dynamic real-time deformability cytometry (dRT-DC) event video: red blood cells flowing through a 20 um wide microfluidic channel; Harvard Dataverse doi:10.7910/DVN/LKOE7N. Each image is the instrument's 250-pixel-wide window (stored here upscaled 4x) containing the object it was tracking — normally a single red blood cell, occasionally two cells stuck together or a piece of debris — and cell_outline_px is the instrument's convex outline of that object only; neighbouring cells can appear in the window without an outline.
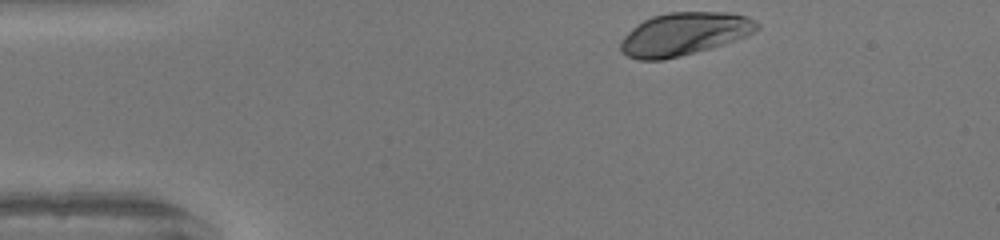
{"species": "human", "species_latin": "Homo sapiens", "temperature_condition": "warm", "stored_images_in_passage": 33, "camera_frame_rate_fps": 3000, "um_per_image_px": 0.085, "donor": {"sex": "female"}, "frame": {"image": 1, "passage_image": 1, "time_ms": 0.0, "image_size_px": [1000, 240], "cell_outline_px": [[760, 28], [756, 32], [748, 36], [712, 48], [664, 60], [640, 60], [628, 56], [620, 48], [620, 44], [624, 36], [636, 24], [652, 16], [668, 12], [732, 12], [748, 16], [760, 24]], "centroid_in_image_um": [58.21, 2.88], "position_along_channel_um": 26.8, "area_um2": 34.33}}
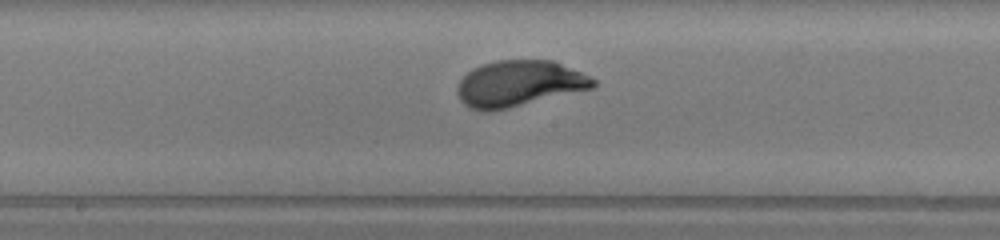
{"frame": {"image": 2, "passage_image": 19, "time_ms": 6.0, "image_size_px": [1000, 240], "cell_outline_px": [[596, 84], [592, 88], [492, 112], [484, 112], [468, 108], [460, 100], [456, 92], [456, 88], [460, 80], [472, 68], [480, 64], [496, 60], [552, 60], [580, 72], [596, 80]], "centroid_in_image_um": [44.05, 7.11], "position_along_channel_um": 204.2, "area_um2": 36.47}}
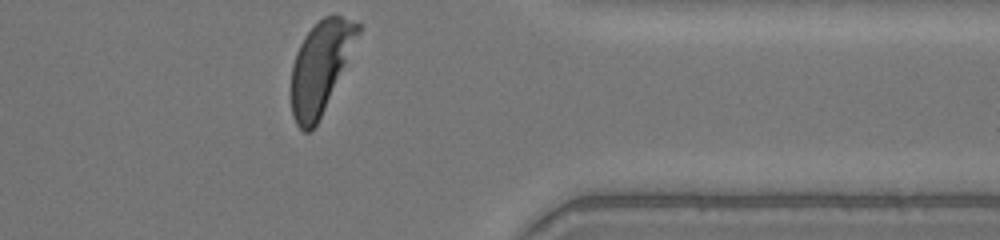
{"frame": {"image": 3, "passage_image": 33, "time_ms": 10.667, "image_size_px": [1000, 240], "cell_outline_px": [[364, 24], [324, 108], [316, 124], [308, 132], [304, 132], [296, 124], [292, 116], [292, 64], [296, 52], [304, 36], [324, 16], [332, 12]], "centroid_in_image_um": [27.24, 5.62], "position_along_channel_um": 384.2, "area_um2": 34.91}, "authors_computed_cell_mechanics": {"area_um2": 35.7782, "velocity_mm_per_s": 4.14, "shape_relaxation_time_tau1_ms": 2.0535, "shape_relaxation_time_tau2_ms": null, "deformation_change_tau1": 0.1546, "deformation_change_tau2": null}}